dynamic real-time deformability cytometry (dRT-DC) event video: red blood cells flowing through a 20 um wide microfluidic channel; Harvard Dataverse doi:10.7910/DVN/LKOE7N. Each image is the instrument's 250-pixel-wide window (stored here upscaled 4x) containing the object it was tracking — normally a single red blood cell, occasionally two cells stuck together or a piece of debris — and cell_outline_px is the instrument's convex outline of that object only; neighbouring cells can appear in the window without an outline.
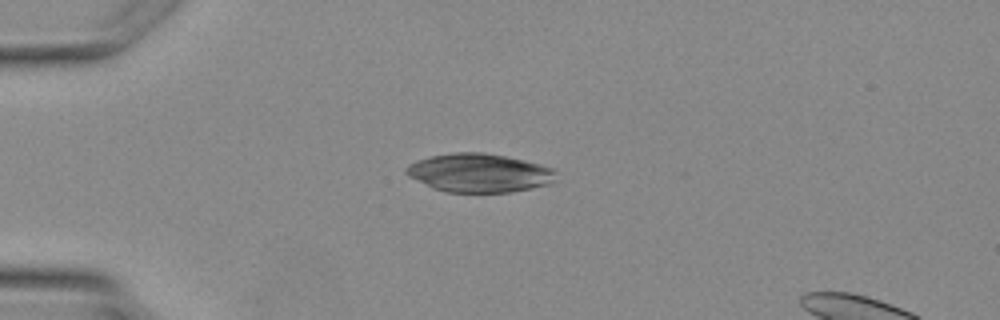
{"species": "Egyptian fruit bat (a non-hibernating species)", "species_latin": "Rousettus aegyptiacus", "temperature_condition": "warm", "stored_images_in_passage": 4, "camera_frame_rate_fps": 3000, "um_per_image_px": 0.085, "animal": {"sex": "female"}, "frame": {"image": 1, "passage_image": 3, "time_ms": 3.0, "image_size_px": [1000, 320], "cell_outline_px": [[556, 180], [552, 184], [512, 192], [448, 192], [432, 188], [408, 176], [404, 172], [408, 164], [416, 160], [432, 156], [452, 152], [484, 152], [524, 160], [540, 164], [552, 168], [556, 172]], "centroid_in_image_um": [40.74, 14.7], "position_along_channel_um": 44.3, "area_um2": 33.93}}